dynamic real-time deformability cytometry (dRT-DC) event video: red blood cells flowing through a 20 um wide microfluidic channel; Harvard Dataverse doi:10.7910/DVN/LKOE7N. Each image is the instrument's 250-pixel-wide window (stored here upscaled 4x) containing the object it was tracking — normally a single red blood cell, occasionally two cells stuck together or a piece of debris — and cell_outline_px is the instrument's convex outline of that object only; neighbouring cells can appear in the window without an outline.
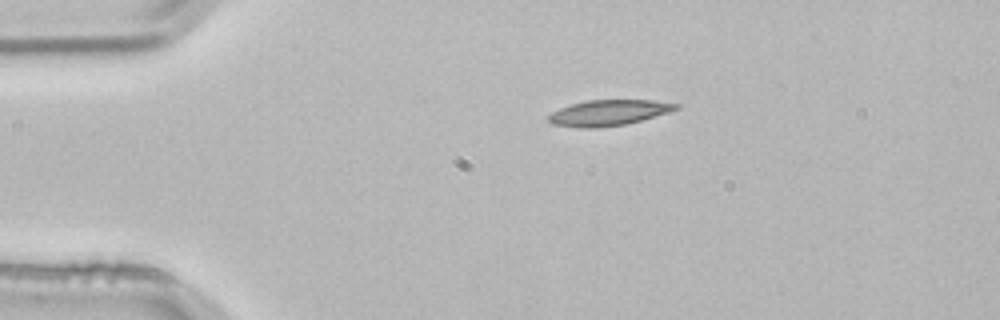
{"species": "common noctule bat (a hibernating species)", "species_latin": "Nyctalus noctula", "temperature_condition": "room temperature", "stored_images_in_passage": 2, "camera_frame_rate_fps": 3000, "um_per_image_px": 0.085, "animal": {"sex": "male", "body_mass_g": 21.5, "forearm_length_mm": 52.0}, "frame": {"image": 1, "passage_image": 1, "time_ms": 0.0, "image_size_px": [1000, 320], "cell_outline_px": [[680, 108], [668, 112], [640, 120], [624, 124], [596, 128], [576, 128], [552, 124], [548, 120], [548, 116], [552, 112], [560, 108], [572, 104], [588, 100], [652, 100], [680, 104]], "centroid_in_image_um": [51.71, 9.58], "position_along_channel_um": 33.3, "area_um2": 18.96}}